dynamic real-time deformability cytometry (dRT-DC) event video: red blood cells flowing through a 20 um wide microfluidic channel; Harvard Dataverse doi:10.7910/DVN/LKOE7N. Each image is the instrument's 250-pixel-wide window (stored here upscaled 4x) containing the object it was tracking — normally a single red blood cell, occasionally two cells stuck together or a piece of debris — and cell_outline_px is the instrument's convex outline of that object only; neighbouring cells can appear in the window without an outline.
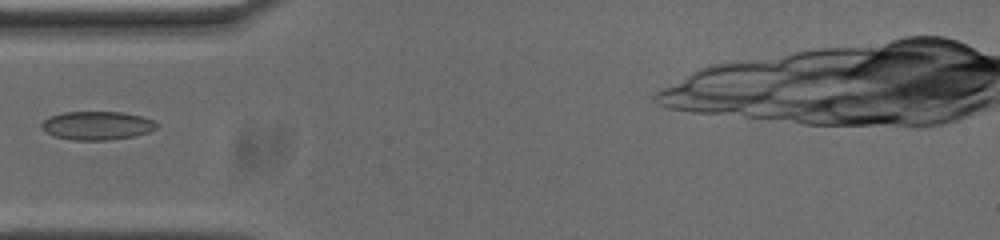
{"species": "common noctule bat (a hibernating species)", "species_latin": "Nyctalus noctula", "temperature_condition": "cold", "stored_images_in_passage": 34, "camera_frame_rate_fps": 3000, "um_per_image_px": 0.085, "animal": {"sex": "male", "body_mass_g": 20.0, "forearm_length_mm": 53.3}, "frame": {"image": 1, "passage_image": 1, "time_ms": 0.0, "image_size_px": [1000, 240], "cell_outline_px": [[156, 128], [148, 132], [132, 136], [108, 140], [72, 140], [56, 136], [48, 132], [40, 124], [44, 120], [52, 116], [64, 112], [120, 112], [140, 116], [152, 120], [156, 124]], "centroid_in_image_um": [8.25, 10.67], "position_along_channel_um": 76.8, "area_um2": 18.67}}
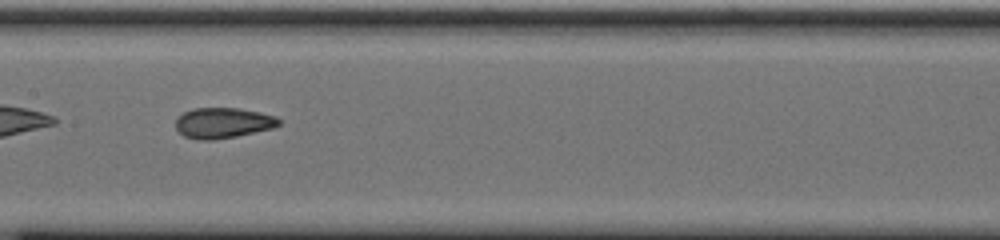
{"frame": {"image": 2, "passage_image": 10, "time_ms": 3.0, "image_size_px": [1000, 240], "cell_outline_px": [[280, 124], [272, 128], [236, 136], [208, 140], [200, 140], [184, 136], [176, 128], [176, 120], [184, 112], [192, 108], [236, 108], [260, 112], [276, 116], [280, 120]], "centroid_in_image_um": [18.95, 10.44], "position_along_channel_um": 188.4, "area_um2": 18.15}}
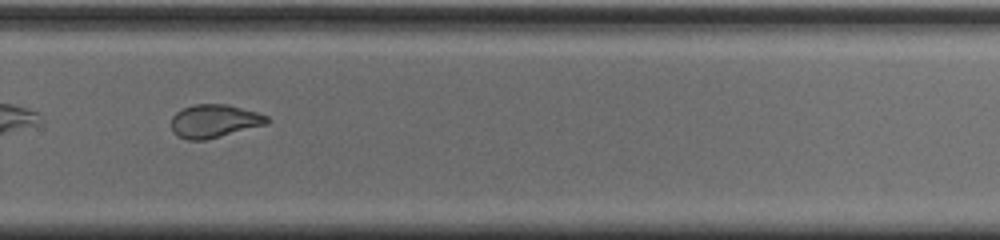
{"frame": {"image": 3, "passage_image": 20, "time_ms": 6.333, "image_size_px": [1000, 240], "cell_outline_px": [[268, 124], [204, 140], [188, 140], [180, 136], [172, 128], [172, 116], [176, 112], [184, 108], [196, 104], [228, 104], [256, 112], [268, 116]], "centroid_in_image_um": [18.24, 10.28], "position_along_channel_um": 311.6, "area_um2": 18.21}}